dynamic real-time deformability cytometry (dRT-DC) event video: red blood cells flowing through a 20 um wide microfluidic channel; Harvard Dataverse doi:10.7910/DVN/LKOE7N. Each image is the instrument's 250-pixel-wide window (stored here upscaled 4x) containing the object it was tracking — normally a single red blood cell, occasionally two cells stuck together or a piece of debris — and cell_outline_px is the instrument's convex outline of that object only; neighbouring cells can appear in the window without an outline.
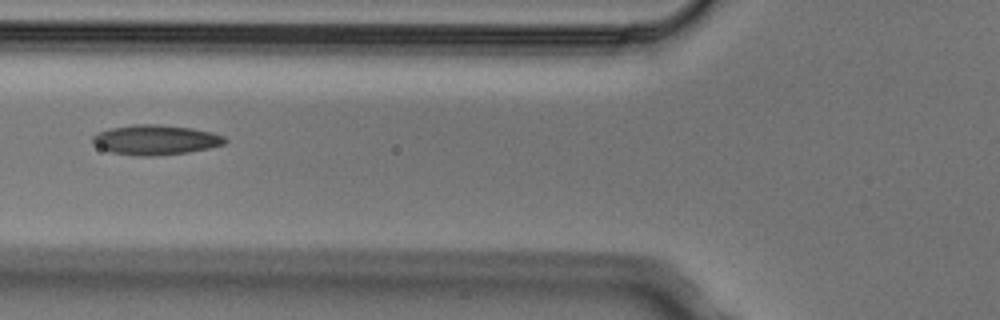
{"species": "Egyptian fruit bat (a non-hibernating species)", "species_latin": "Rousettus aegyptiacus", "temperature_condition": "cold", "stored_images_in_passage": 3, "camera_frame_rate_fps": 3000, "um_per_image_px": 0.085, "animal": {"sex": "male"}, "frame": {"image": 1, "passage_image": 3, "time_ms": 0.667, "image_size_px": [1000, 320], "cell_outline_px": [[228, 140], [224, 144], [208, 148], [188, 152], [156, 156], [136, 156], [112, 152], [100, 148], [92, 144], [92, 136], [108, 128], [132, 124], [156, 124], [192, 128], [212, 132], [224, 136]], "centroid_in_image_um": [13.2, 11.88], "position_along_channel_um": 112.6, "area_um2": 23.18}}